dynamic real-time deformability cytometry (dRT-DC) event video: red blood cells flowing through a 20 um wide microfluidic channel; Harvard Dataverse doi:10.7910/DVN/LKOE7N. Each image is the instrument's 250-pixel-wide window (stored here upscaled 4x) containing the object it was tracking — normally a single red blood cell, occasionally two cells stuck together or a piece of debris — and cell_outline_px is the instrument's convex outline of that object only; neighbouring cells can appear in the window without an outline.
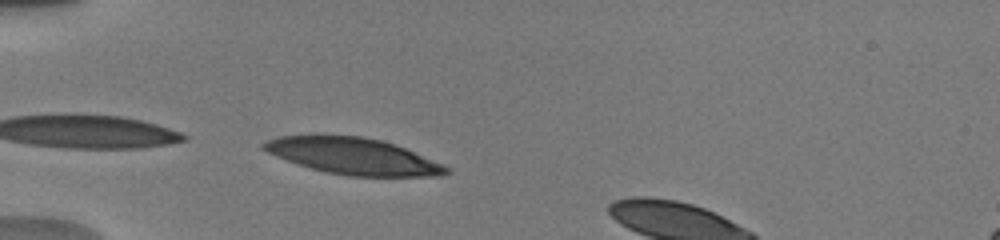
{"species": "human", "species_latin": "Homo sapiens", "temperature_condition": "warm", "stored_images_in_passage": 20, "camera_frame_rate_fps": 3000, "um_per_image_px": 0.085, "donor": {"sex": "male"}, "frame": {"image": 1, "passage_image": 1, "time_ms": 0.0, "image_size_px": [1000, 240], "cell_outline_px": [[452, 172], [444, 176], [348, 176], [328, 172], [312, 168], [276, 156], [260, 148], [260, 144], [268, 140], [280, 136], [360, 136], [380, 140], [396, 144], [444, 164], [452, 168]], "centroid_in_image_um": [30.11, 13.28], "position_along_channel_um": 54.9, "area_um2": 38.49}}